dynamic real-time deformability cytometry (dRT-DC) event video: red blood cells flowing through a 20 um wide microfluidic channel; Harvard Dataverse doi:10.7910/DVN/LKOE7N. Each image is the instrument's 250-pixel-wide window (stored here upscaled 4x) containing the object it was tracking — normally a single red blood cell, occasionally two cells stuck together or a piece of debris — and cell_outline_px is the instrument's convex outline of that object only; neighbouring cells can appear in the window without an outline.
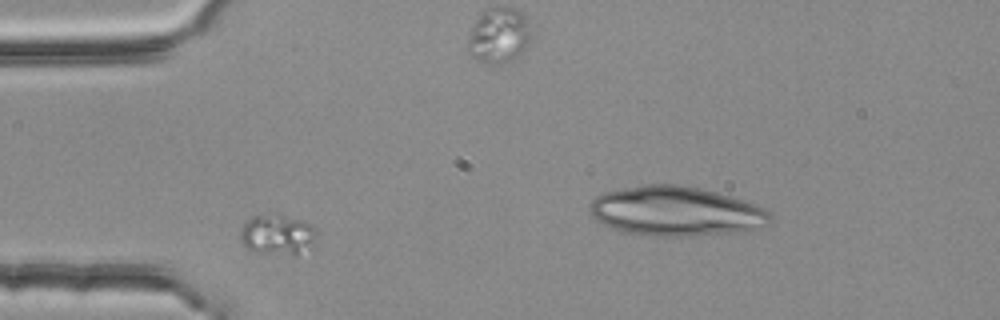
{"species": "common noctule bat (a hibernating species)", "species_latin": "Nyctalus noctula", "temperature_condition": "room temperature", "stored_images_in_passage": 4, "camera_frame_rate_fps": 3000, "um_per_image_px": 0.085, "animal": {"sex": "female", "body_mass_g": 25.1}, "frame": {"image": 1, "passage_image": 1, "time_ms": 0.0, "image_size_px": [1000, 320], "cell_outline_px": [[320, 232], [296, 256], [292, 256], [264, 252], [248, 248], [240, 240], [240, 228], [252, 216], [264, 212], [276, 212], [312, 224]], "centroid_in_image_um": [23.56, 19.88], "position_along_channel_um": 61.4, "area_um2": 18.03}}
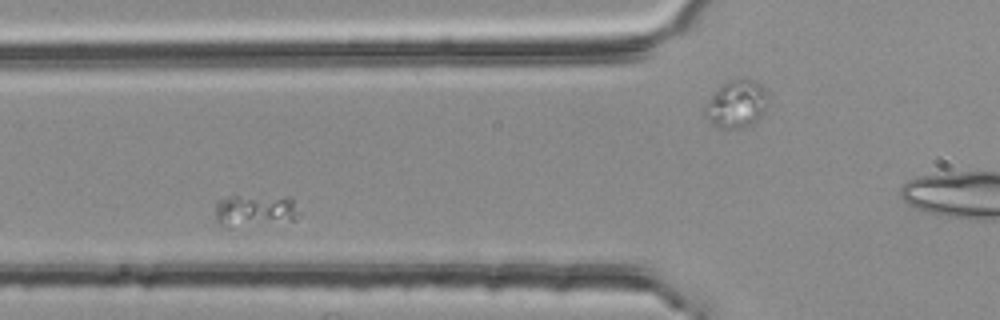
{"frame": {"image": 2, "passage_image": 2, "time_ms": 0.333, "image_size_px": [1000, 320], "cell_outline_px": [[300, 216], [296, 220], [232, 228], [228, 228], [220, 224], [216, 220], [216, 200], [228, 196], [292, 196], [300, 212]], "centroid_in_image_um": [21.71, 17.89], "position_along_channel_um": 104.1, "area_um2": 16.36}}